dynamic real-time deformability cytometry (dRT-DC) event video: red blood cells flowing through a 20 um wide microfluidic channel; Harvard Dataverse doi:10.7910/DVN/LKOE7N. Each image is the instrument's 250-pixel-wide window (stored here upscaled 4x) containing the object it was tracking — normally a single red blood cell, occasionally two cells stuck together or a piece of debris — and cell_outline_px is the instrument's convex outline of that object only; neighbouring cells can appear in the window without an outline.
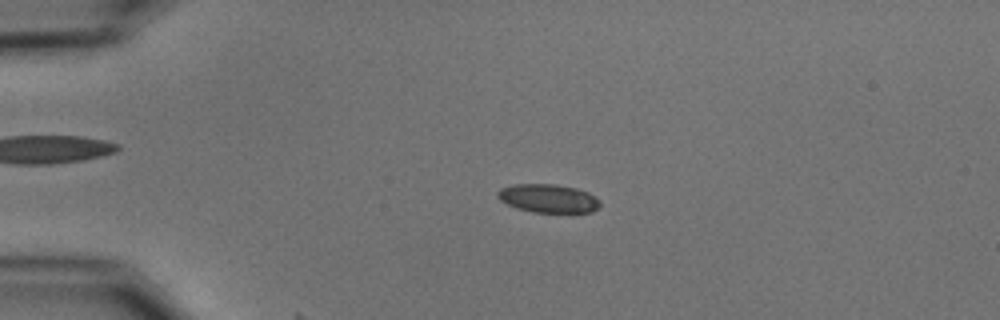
{"species": "common noctule bat (a hibernating species)", "species_latin": "Nyctalus noctula", "temperature_condition": "cold", "stored_images_in_passage": 17, "camera_frame_rate_fps": 3000, "um_per_image_px": 0.085, "animal": {"sex": "male", "body_mass_g": 15.6}, "frame": {"image": 1, "passage_image": 13, "time_ms": 4.0, "image_size_px": [1000, 320], "cell_outline_px": [[600, 204], [592, 212], [532, 212], [516, 208], [500, 200], [496, 196], [496, 192], [500, 188], [516, 184], [556, 184], [576, 188], [588, 192], [600, 200]], "centroid_in_image_um": [46.58, 16.85], "position_along_channel_um": 38.4, "area_um2": 16.99}}